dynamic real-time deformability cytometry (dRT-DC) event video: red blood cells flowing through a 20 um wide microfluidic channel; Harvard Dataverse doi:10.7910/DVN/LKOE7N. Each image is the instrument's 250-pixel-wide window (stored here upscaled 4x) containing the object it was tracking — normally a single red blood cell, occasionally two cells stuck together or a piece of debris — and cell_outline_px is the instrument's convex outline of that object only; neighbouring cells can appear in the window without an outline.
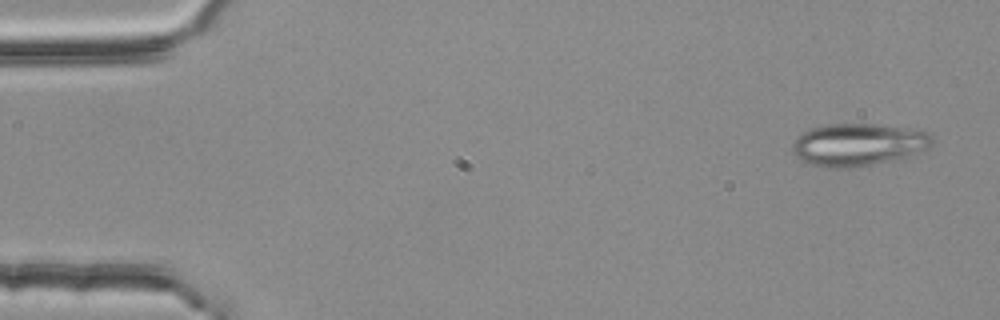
{"species": "common noctule bat (a hibernating species)", "species_latin": "Nyctalus noctula", "temperature_condition": "room temperature", "stored_images_in_passage": 13, "camera_frame_rate_fps": 3000, "um_per_image_px": 0.085, "animal": {"sex": "female", "body_mass_g": 25.1}, "frame": {"image": 1, "passage_image": 3, "time_ms": 0.667, "image_size_px": [1000, 320], "cell_outline_px": [[936, 140], [928, 148], [904, 156], [872, 164], [848, 168], [824, 168], [800, 160], [796, 156], [792, 148], [792, 144], [796, 136], [812, 128], [824, 124], [876, 124], [924, 128]], "centroid_in_image_um": [72.97, 12.26], "position_along_channel_um": 12.0, "area_um2": 34.85}}